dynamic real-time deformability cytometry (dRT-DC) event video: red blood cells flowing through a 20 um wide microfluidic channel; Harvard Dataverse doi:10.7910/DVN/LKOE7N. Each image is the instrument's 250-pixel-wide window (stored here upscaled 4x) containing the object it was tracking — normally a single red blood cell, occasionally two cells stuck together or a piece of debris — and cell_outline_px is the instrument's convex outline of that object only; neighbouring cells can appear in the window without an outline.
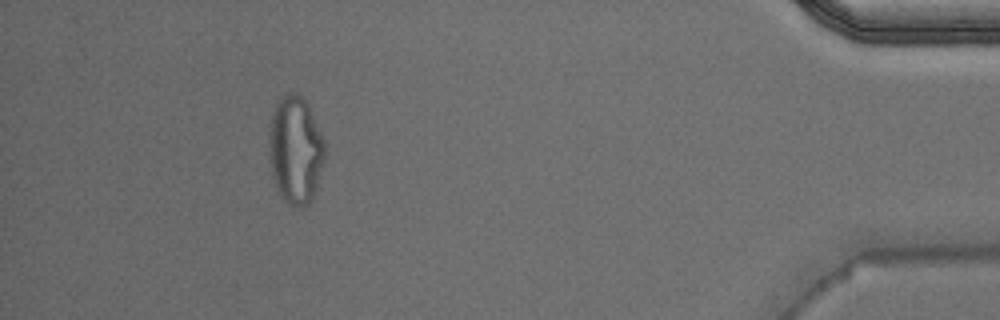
{"species": "Egyptian fruit bat (a non-hibernating species)", "species_latin": "Rousettus aegyptiacus", "temperature_condition": "warm", "stored_images_in_passage": 35, "camera_frame_rate_fps": 3000, "um_per_image_px": 0.085, "animal": {"sex": "male"}, "frame": {"image": 1, "passage_image": 34, "time_ms": 11.0, "image_size_px": [1000, 320], "cell_outline_px": [[324, 160], [312, 200], [308, 204], [300, 208], [288, 204], [280, 196], [272, 176], [268, 152], [268, 136], [272, 112], [276, 104], [288, 92], [296, 92], [308, 104], [324, 140]], "centroid_in_image_um": [25.09, 12.76], "position_along_channel_um": 410.1, "area_um2": 35.14}, "authors_computed_cell_mechanics": {"area_um2": 22.3686, "velocity_mm_per_s": 4.0092, "shape_relaxation_time_tau1_ms": null, "shape_relaxation_time_tau2_ms": 1.5704, "deformation_change_tau1": null, "deformation_change_tau2": 0.0721}}